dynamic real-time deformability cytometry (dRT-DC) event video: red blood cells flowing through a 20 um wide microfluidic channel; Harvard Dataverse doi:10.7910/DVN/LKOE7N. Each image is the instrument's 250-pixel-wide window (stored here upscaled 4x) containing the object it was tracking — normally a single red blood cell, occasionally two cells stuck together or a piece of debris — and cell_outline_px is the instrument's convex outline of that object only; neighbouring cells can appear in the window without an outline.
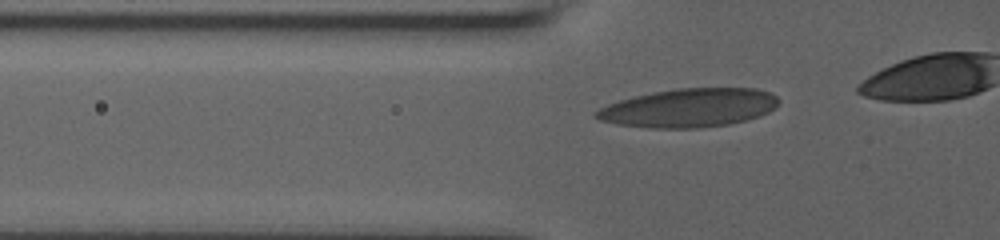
{"species": "human", "species_latin": "Homo sapiens", "temperature_condition": "room temperature", "stored_images_in_passage": 27, "segment_of_instrument_passage": [1, 2], "camera_frame_rate_fps": 3000, "um_per_image_px": 0.085, "donor": {"sex": "male"}, "frame": {"image": 1, "passage_image": 12, "time_ms": 2.333, "image_size_px": [1000, 240], "cell_outline_px": [[780, 100], [768, 112], [760, 116], [728, 124], [696, 128], [648, 128], [616, 124], [600, 120], [592, 116], [592, 112], [608, 104], [620, 100], [652, 92], [676, 88], [756, 88], [768, 92], [776, 96]], "centroid_in_image_um": [58.52, 9.17], "position_along_channel_um": 67.3, "area_um2": 41.04}}
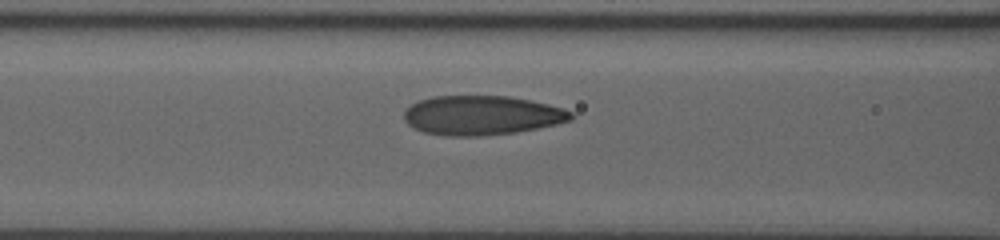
{"frame": {"image": 2, "passage_image": 19, "time_ms": 4.0, "image_size_px": [1000, 240], "cell_outline_px": [[572, 120], [556, 124], [516, 132], [480, 136], [448, 136], [424, 132], [412, 128], [404, 120], [404, 112], [412, 104], [420, 100], [432, 96], [508, 96], [548, 104], [564, 108], [572, 112]], "centroid_in_image_um": [40.94, 9.8], "position_along_channel_um": 125.7, "area_um2": 38.21}}
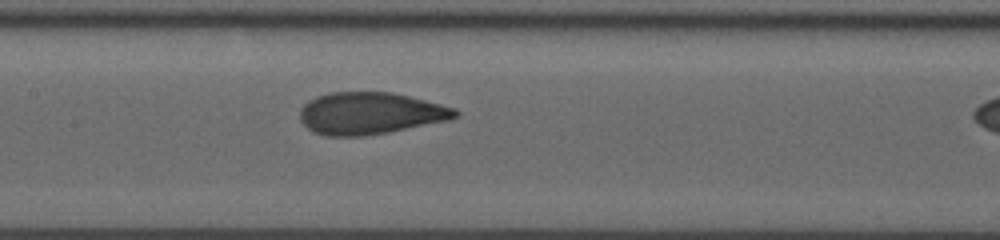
{"frame": {"image": 3, "passage_image": 25, "time_ms": 5.333, "image_size_px": [1000, 240], "cell_outline_px": [[460, 116], [452, 120], [388, 132], [364, 136], [324, 136], [312, 132], [300, 120], [300, 108], [308, 100], [316, 96], [332, 92], [392, 92], [456, 108], [460, 112]], "centroid_in_image_um": [31.48, 9.64], "position_along_channel_um": 175.9, "area_um2": 38.32}}